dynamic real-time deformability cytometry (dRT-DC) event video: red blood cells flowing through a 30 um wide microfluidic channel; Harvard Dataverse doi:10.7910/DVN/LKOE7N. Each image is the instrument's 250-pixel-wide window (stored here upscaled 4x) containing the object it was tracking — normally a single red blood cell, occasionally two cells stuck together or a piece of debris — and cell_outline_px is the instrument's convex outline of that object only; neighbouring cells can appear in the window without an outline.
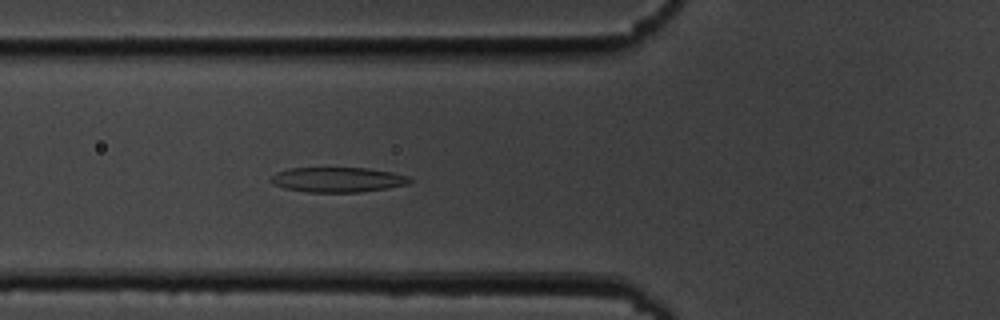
{"species": "common noctule bat (a hibernating species)", "species_latin": "Nyctalus noctula", "temperature_condition": "cold", "stored_images_in_passage": 44, "camera_frame_rate_fps": 3000, "um_per_image_px": 0.085, "animal": {"sex": "male", "body_mass_g": 19.5, "forearm_length_mm": 54.6}, "frame": {"image": 1, "passage_image": 12, "time_ms": 3.667, "image_size_px": [1000, 320], "cell_outline_px": [[412, 180], [408, 184], [388, 188], [360, 192], [308, 192], [284, 188], [272, 184], [268, 180], [276, 172], [288, 168], [368, 168], [392, 172], [408, 176]], "centroid_in_image_um": [28.68, 15.27], "position_along_channel_um": 97.1, "area_um2": 20.29}}
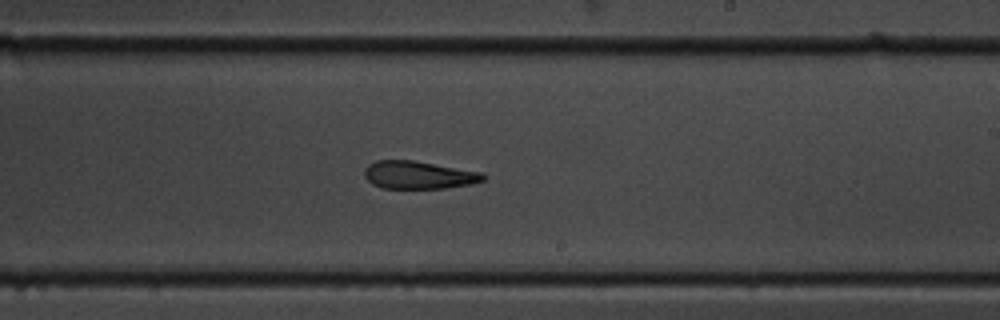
{"frame": {"image": 2, "passage_image": 25, "time_ms": 8.0, "image_size_px": [1000, 320], "cell_outline_px": [[488, 176], [484, 180], [472, 184], [444, 188], [384, 188], [372, 184], [364, 176], [364, 168], [368, 164], [376, 160], [412, 160], [484, 172]], "centroid_in_image_um": [35.61, 14.87], "position_along_channel_um": 253.4, "area_um2": 19.42}}
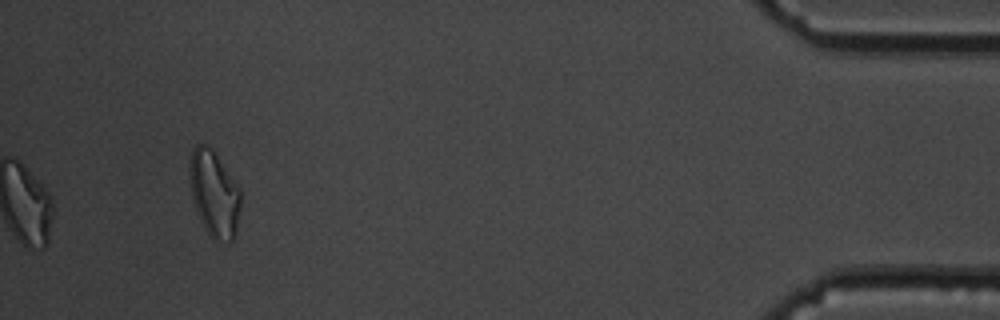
{"frame": {"image": 3, "passage_image": 44, "time_ms": 14.333, "image_size_px": [1000, 320], "cell_outline_px": [[240, 208], [236, 236], [228, 244], [216, 244], [208, 236], [200, 220], [192, 196], [188, 172], [188, 168], [192, 148], [196, 144], [204, 144], [212, 148], [240, 188]], "centroid_in_image_um": [18.21, 16.53], "position_along_channel_um": 417.0, "area_um2": 26.3}, "authors_computed_cell_mechanics": {"area_um2": 20.9525, "velocity_mm_per_s": 3.603, "shape_relaxation_time_tau1_ms": 5.6793, "shape_relaxation_time_tau2_ms": null, "deformation_change_tau1": 0.1588, "deformation_change_tau2": null}}